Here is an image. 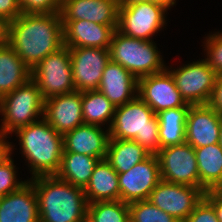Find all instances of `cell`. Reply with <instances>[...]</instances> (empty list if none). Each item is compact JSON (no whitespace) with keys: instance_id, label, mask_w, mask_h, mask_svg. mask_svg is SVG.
<instances>
[{"instance_id":"obj_38","label":"cell","mask_w":222,"mask_h":222,"mask_svg":"<svg viewBox=\"0 0 222 222\" xmlns=\"http://www.w3.org/2000/svg\"><path fill=\"white\" fill-rule=\"evenodd\" d=\"M8 135L0 130V163L11 154V142H6Z\"/></svg>"},{"instance_id":"obj_8","label":"cell","mask_w":222,"mask_h":222,"mask_svg":"<svg viewBox=\"0 0 222 222\" xmlns=\"http://www.w3.org/2000/svg\"><path fill=\"white\" fill-rule=\"evenodd\" d=\"M166 12L162 6L148 1L119 5L117 30L129 37L152 40L166 24Z\"/></svg>"},{"instance_id":"obj_11","label":"cell","mask_w":222,"mask_h":222,"mask_svg":"<svg viewBox=\"0 0 222 222\" xmlns=\"http://www.w3.org/2000/svg\"><path fill=\"white\" fill-rule=\"evenodd\" d=\"M203 197L204 192L199 187L161 180L150 193L148 200L179 222H184Z\"/></svg>"},{"instance_id":"obj_34","label":"cell","mask_w":222,"mask_h":222,"mask_svg":"<svg viewBox=\"0 0 222 222\" xmlns=\"http://www.w3.org/2000/svg\"><path fill=\"white\" fill-rule=\"evenodd\" d=\"M184 222H219V220L213 205L203 197Z\"/></svg>"},{"instance_id":"obj_37","label":"cell","mask_w":222,"mask_h":222,"mask_svg":"<svg viewBox=\"0 0 222 222\" xmlns=\"http://www.w3.org/2000/svg\"><path fill=\"white\" fill-rule=\"evenodd\" d=\"M204 197L213 205L217 219L222 222V198L214 190L206 191Z\"/></svg>"},{"instance_id":"obj_26","label":"cell","mask_w":222,"mask_h":222,"mask_svg":"<svg viewBox=\"0 0 222 222\" xmlns=\"http://www.w3.org/2000/svg\"><path fill=\"white\" fill-rule=\"evenodd\" d=\"M190 104L162 110L157 113L159 120V141L161 149L186 142V118Z\"/></svg>"},{"instance_id":"obj_24","label":"cell","mask_w":222,"mask_h":222,"mask_svg":"<svg viewBox=\"0 0 222 222\" xmlns=\"http://www.w3.org/2000/svg\"><path fill=\"white\" fill-rule=\"evenodd\" d=\"M199 171V188L205 193L222 183V147L220 143L194 148Z\"/></svg>"},{"instance_id":"obj_41","label":"cell","mask_w":222,"mask_h":222,"mask_svg":"<svg viewBox=\"0 0 222 222\" xmlns=\"http://www.w3.org/2000/svg\"><path fill=\"white\" fill-rule=\"evenodd\" d=\"M148 0H119V5H129L132 3H140Z\"/></svg>"},{"instance_id":"obj_6","label":"cell","mask_w":222,"mask_h":222,"mask_svg":"<svg viewBox=\"0 0 222 222\" xmlns=\"http://www.w3.org/2000/svg\"><path fill=\"white\" fill-rule=\"evenodd\" d=\"M44 105L45 99L38 85L30 79L0 98V113L3 116L0 130L11 135L19 128L39 121L44 118Z\"/></svg>"},{"instance_id":"obj_13","label":"cell","mask_w":222,"mask_h":222,"mask_svg":"<svg viewBox=\"0 0 222 222\" xmlns=\"http://www.w3.org/2000/svg\"><path fill=\"white\" fill-rule=\"evenodd\" d=\"M160 181L158 158L156 155H150L130 170L118 173L120 200L127 204L148 200L150 193Z\"/></svg>"},{"instance_id":"obj_4","label":"cell","mask_w":222,"mask_h":222,"mask_svg":"<svg viewBox=\"0 0 222 222\" xmlns=\"http://www.w3.org/2000/svg\"><path fill=\"white\" fill-rule=\"evenodd\" d=\"M109 133L110 139L137 142L151 155H156L161 149L158 117L138 96L116 107Z\"/></svg>"},{"instance_id":"obj_22","label":"cell","mask_w":222,"mask_h":222,"mask_svg":"<svg viewBox=\"0 0 222 222\" xmlns=\"http://www.w3.org/2000/svg\"><path fill=\"white\" fill-rule=\"evenodd\" d=\"M87 202L120 200L118 173L105 160H99L87 186L83 189Z\"/></svg>"},{"instance_id":"obj_31","label":"cell","mask_w":222,"mask_h":222,"mask_svg":"<svg viewBox=\"0 0 222 222\" xmlns=\"http://www.w3.org/2000/svg\"><path fill=\"white\" fill-rule=\"evenodd\" d=\"M13 146L11 144V154L0 163V197L20 189L28 180L19 181L16 175V166L11 157ZM18 180V181H17Z\"/></svg>"},{"instance_id":"obj_14","label":"cell","mask_w":222,"mask_h":222,"mask_svg":"<svg viewBox=\"0 0 222 222\" xmlns=\"http://www.w3.org/2000/svg\"><path fill=\"white\" fill-rule=\"evenodd\" d=\"M137 96L144 101L155 114L162 110L187 105L181 93L178 91L171 73L167 69L139 78Z\"/></svg>"},{"instance_id":"obj_17","label":"cell","mask_w":222,"mask_h":222,"mask_svg":"<svg viewBox=\"0 0 222 222\" xmlns=\"http://www.w3.org/2000/svg\"><path fill=\"white\" fill-rule=\"evenodd\" d=\"M119 0H62L61 20H87L118 27Z\"/></svg>"},{"instance_id":"obj_42","label":"cell","mask_w":222,"mask_h":222,"mask_svg":"<svg viewBox=\"0 0 222 222\" xmlns=\"http://www.w3.org/2000/svg\"><path fill=\"white\" fill-rule=\"evenodd\" d=\"M214 191L222 198V183L219 184Z\"/></svg>"},{"instance_id":"obj_3","label":"cell","mask_w":222,"mask_h":222,"mask_svg":"<svg viewBox=\"0 0 222 222\" xmlns=\"http://www.w3.org/2000/svg\"><path fill=\"white\" fill-rule=\"evenodd\" d=\"M32 177L55 175L63 153V135L44 118L14 132Z\"/></svg>"},{"instance_id":"obj_40","label":"cell","mask_w":222,"mask_h":222,"mask_svg":"<svg viewBox=\"0 0 222 222\" xmlns=\"http://www.w3.org/2000/svg\"><path fill=\"white\" fill-rule=\"evenodd\" d=\"M148 2H151L153 4H157L165 8L167 11L170 10L171 6L173 7L176 3L175 0H148Z\"/></svg>"},{"instance_id":"obj_18","label":"cell","mask_w":222,"mask_h":222,"mask_svg":"<svg viewBox=\"0 0 222 222\" xmlns=\"http://www.w3.org/2000/svg\"><path fill=\"white\" fill-rule=\"evenodd\" d=\"M110 133L101 126L82 124L63 134V152H73L105 159Z\"/></svg>"},{"instance_id":"obj_30","label":"cell","mask_w":222,"mask_h":222,"mask_svg":"<svg viewBox=\"0 0 222 222\" xmlns=\"http://www.w3.org/2000/svg\"><path fill=\"white\" fill-rule=\"evenodd\" d=\"M130 222H179L149 200L129 204Z\"/></svg>"},{"instance_id":"obj_39","label":"cell","mask_w":222,"mask_h":222,"mask_svg":"<svg viewBox=\"0 0 222 222\" xmlns=\"http://www.w3.org/2000/svg\"><path fill=\"white\" fill-rule=\"evenodd\" d=\"M9 24L10 21L0 16V47L9 44Z\"/></svg>"},{"instance_id":"obj_9","label":"cell","mask_w":222,"mask_h":222,"mask_svg":"<svg viewBox=\"0 0 222 222\" xmlns=\"http://www.w3.org/2000/svg\"><path fill=\"white\" fill-rule=\"evenodd\" d=\"M166 69L171 73L178 91L187 104L209 103L217 74L206 59L182 65L176 70Z\"/></svg>"},{"instance_id":"obj_2","label":"cell","mask_w":222,"mask_h":222,"mask_svg":"<svg viewBox=\"0 0 222 222\" xmlns=\"http://www.w3.org/2000/svg\"><path fill=\"white\" fill-rule=\"evenodd\" d=\"M38 199L40 222H85L88 202L84 190L58 178L43 175L29 180Z\"/></svg>"},{"instance_id":"obj_21","label":"cell","mask_w":222,"mask_h":222,"mask_svg":"<svg viewBox=\"0 0 222 222\" xmlns=\"http://www.w3.org/2000/svg\"><path fill=\"white\" fill-rule=\"evenodd\" d=\"M0 222H40L38 199L30 181L0 197Z\"/></svg>"},{"instance_id":"obj_27","label":"cell","mask_w":222,"mask_h":222,"mask_svg":"<svg viewBox=\"0 0 222 222\" xmlns=\"http://www.w3.org/2000/svg\"><path fill=\"white\" fill-rule=\"evenodd\" d=\"M150 155L133 140L110 139L105 160L117 173H123Z\"/></svg>"},{"instance_id":"obj_28","label":"cell","mask_w":222,"mask_h":222,"mask_svg":"<svg viewBox=\"0 0 222 222\" xmlns=\"http://www.w3.org/2000/svg\"><path fill=\"white\" fill-rule=\"evenodd\" d=\"M116 107L98 90L82 91V114L84 124L103 126L112 124Z\"/></svg>"},{"instance_id":"obj_36","label":"cell","mask_w":222,"mask_h":222,"mask_svg":"<svg viewBox=\"0 0 222 222\" xmlns=\"http://www.w3.org/2000/svg\"><path fill=\"white\" fill-rule=\"evenodd\" d=\"M208 104L222 116V74L216 77L214 90Z\"/></svg>"},{"instance_id":"obj_16","label":"cell","mask_w":222,"mask_h":222,"mask_svg":"<svg viewBox=\"0 0 222 222\" xmlns=\"http://www.w3.org/2000/svg\"><path fill=\"white\" fill-rule=\"evenodd\" d=\"M44 119L62 135L84 124L82 92L75 90L45 99Z\"/></svg>"},{"instance_id":"obj_43","label":"cell","mask_w":222,"mask_h":222,"mask_svg":"<svg viewBox=\"0 0 222 222\" xmlns=\"http://www.w3.org/2000/svg\"><path fill=\"white\" fill-rule=\"evenodd\" d=\"M219 143L221 144V147H222V120H221L220 141H219Z\"/></svg>"},{"instance_id":"obj_1","label":"cell","mask_w":222,"mask_h":222,"mask_svg":"<svg viewBox=\"0 0 222 222\" xmlns=\"http://www.w3.org/2000/svg\"><path fill=\"white\" fill-rule=\"evenodd\" d=\"M9 45L32 70L46 56L64 45L60 13H22L9 24Z\"/></svg>"},{"instance_id":"obj_5","label":"cell","mask_w":222,"mask_h":222,"mask_svg":"<svg viewBox=\"0 0 222 222\" xmlns=\"http://www.w3.org/2000/svg\"><path fill=\"white\" fill-rule=\"evenodd\" d=\"M109 53L111 61L119 63L137 79L167 68L153 40L129 37L117 29L112 36Z\"/></svg>"},{"instance_id":"obj_25","label":"cell","mask_w":222,"mask_h":222,"mask_svg":"<svg viewBox=\"0 0 222 222\" xmlns=\"http://www.w3.org/2000/svg\"><path fill=\"white\" fill-rule=\"evenodd\" d=\"M100 159L73 152H63L58 172V178L84 189Z\"/></svg>"},{"instance_id":"obj_10","label":"cell","mask_w":222,"mask_h":222,"mask_svg":"<svg viewBox=\"0 0 222 222\" xmlns=\"http://www.w3.org/2000/svg\"><path fill=\"white\" fill-rule=\"evenodd\" d=\"M161 180L199 187V171L195 149L187 142L160 149L156 154Z\"/></svg>"},{"instance_id":"obj_7","label":"cell","mask_w":222,"mask_h":222,"mask_svg":"<svg viewBox=\"0 0 222 222\" xmlns=\"http://www.w3.org/2000/svg\"><path fill=\"white\" fill-rule=\"evenodd\" d=\"M31 79L44 99L75 91L69 47L63 45L31 70Z\"/></svg>"},{"instance_id":"obj_19","label":"cell","mask_w":222,"mask_h":222,"mask_svg":"<svg viewBox=\"0 0 222 222\" xmlns=\"http://www.w3.org/2000/svg\"><path fill=\"white\" fill-rule=\"evenodd\" d=\"M63 44L67 47L109 48L115 29L87 20H61Z\"/></svg>"},{"instance_id":"obj_29","label":"cell","mask_w":222,"mask_h":222,"mask_svg":"<svg viewBox=\"0 0 222 222\" xmlns=\"http://www.w3.org/2000/svg\"><path fill=\"white\" fill-rule=\"evenodd\" d=\"M88 222H130L129 204L121 201H99L89 203Z\"/></svg>"},{"instance_id":"obj_33","label":"cell","mask_w":222,"mask_h":222,"mask_svg":"<svg viewBox=\"0 0 222 222\" xmlns=\"http://www.w3.org/2000/svg\"><path fill=\"white\" fill-rule=\"evenodd\" d=\"M23 14H52L60 12L62 0H18Z\"/></svg>"},{"instance_id":"obj_35","label":"cell","mask_w":222,"mask_h":222,"mask_svg":"<svg viewBox=\"0 0 222 222\" xmlns=\"http://www.w3.org/2000/svg\"><path fill=\"white\" fill-rule=\"evenodd\" d=\"M21 14L18 0H0V16L11 22Z\"/></svg>"},{"instance_id":"obj_20","label":"cell","mask_w":222,"mask_h":222,"mask_svg":"<svg viewBox=\"0 0 222 222\" xmlns=\"http://www.w3.org/2000/svg\"><path fill=\"white\" fill-rule=\"evenodd\" d=\"M97 90L118 107L137 97L138 79L119 63L110 60L103 70Z\"/></svg>"},{"instance_id":"obj_15","label":"cell","mask_w":222,"mask_h":222,"mask_svg":"<svg viewBox=\"0 0 222 222\" xmlns=\"http://www.w3.org/2000/svg\"><path fill=\"white\" fill-rule=\"evenodd\" d=\"M222 116L209 104L190 105L186 118V142L193 148L220 141Z\"/></svg>"},{"instance_id":"obj_32","label":"cell","mask_w":222,"mask_h":222,"mask_svg":"<svg viewBox=\"0 0 222 222\" xmlns=\"http://www.w3.org/2000/svg\"><path fill=\"white\" fill-rule=\"evenodd\" d=\"M204 42L206 61L217 75L222 74V32L208 35Z\"/></svg>"},{"instance_id":"obj_12","label":"cell","mask_w":222,"mask_h":222,"mask_svg":"<svg viewBox=\"0 0 222 222\" xmlns=\"http://www.w3.org/2000/svg\"><path fill=\"white\" fill-rule=\"evenodd\" d=\"M76 91L97 90L110 61L109 48L69 47Z\"/></svg>"},{"instance_id":"obj_23","label":"cell","mask_w":222,"mask_h":222,"mask_svg":"<svg viewBox=\"0 0 222 222\" xmlns=\"http://www.w3.org/2000/svg\"><path fill=\"white\" fill-rule=\"evenodd\" d=\"M31 79V69L7 44L0 47V98Z\"/></svg>"}]
</instances>
